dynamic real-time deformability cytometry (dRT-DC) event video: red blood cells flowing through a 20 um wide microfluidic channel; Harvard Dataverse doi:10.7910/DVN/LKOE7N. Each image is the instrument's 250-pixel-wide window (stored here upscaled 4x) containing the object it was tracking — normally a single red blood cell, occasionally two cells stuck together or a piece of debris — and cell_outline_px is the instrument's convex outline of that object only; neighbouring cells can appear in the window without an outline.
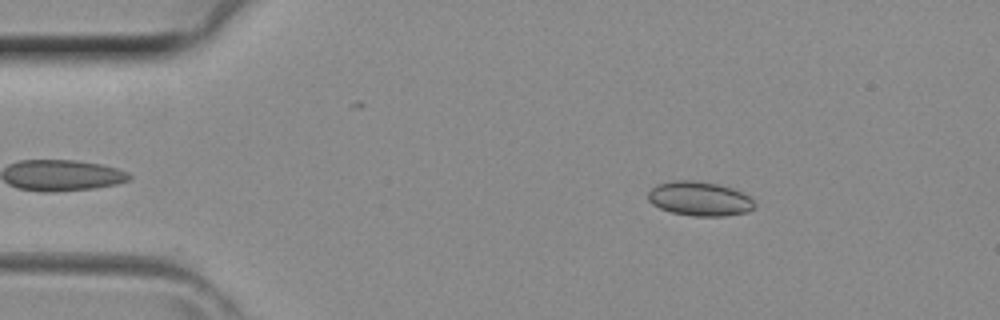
{"species": "common noctule bat (a hibernating species)", "species_latin": "Nyctalus noctula", "temperature_condition": "room temperature", "stored_images_in_passage": 38, "camera_frame_rate_fps": 3000, "um_per_image_px": 0.085, "animal": {"sex": "female", "body_mass_g": 29.2, "forearm_length_mm": 56.3}, "frame": {"image": 1, "passage_image": 3, "time_ms": 0.667, "image_size_px": [1000, 320], "cell_outline_px": [[756, 204], [748, 212], [724, 216], [692, 216], [672, 212], [660, 208], [652, 204], [648, 200], [648, 192], [656, 184], [676, 180], [696, 180], [716, 184], [732, 188], [752, 196]], "centroid_in_image_um": [59.48, 16.89], "position_along_channel_um": 25.5, "area_um2": 21.44}}
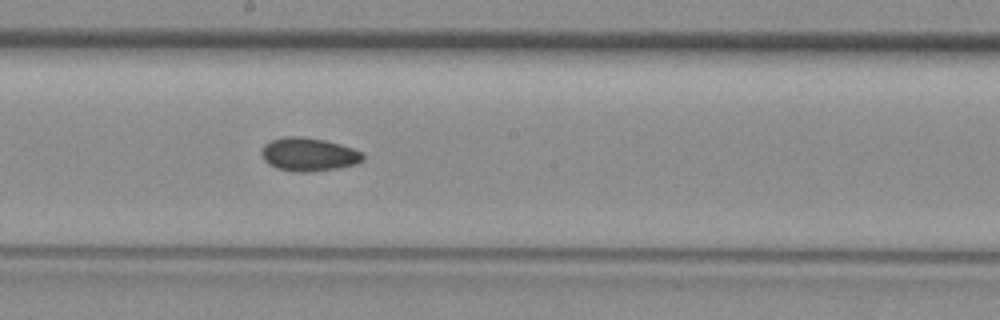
{"frame": {"image": 2, "passage_image": 19, "time_ms": 6.0, "image_size_px": [1000, 320], "cell_outline_px": [[364, 160], [356, 164], [336, 168], [304, 172], [296, 172], [276, 168], [268, 164], [264, 160], [260, 152], [260, 148], [264, 144], [272, 140], [284, 136], [304, 136], [324, 140], [340, 144], [364, 152]], "centroid_in_image_um": [26.21, 13.11], "position_along_channel_um": 222.0, "area_um2": 19.88}}
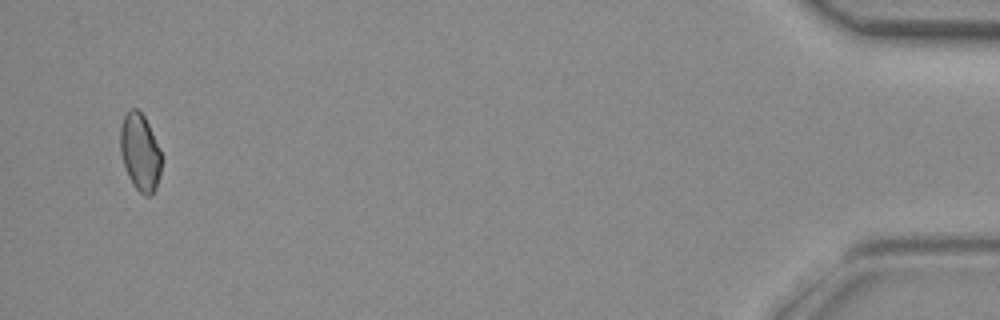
{"frame": {"image": 3, "passage_image": 37, "time_ms": 12.0, "image_size_px": [1000, 320], "cell_outline_px": [[164, 156], [160, 176], [156, 188], [152, 196], [144, 196], [132, 184], [128, 176], [120, 152], [120, 128], [124, 116], [132, 108], [136, 108], [144, 116]], "centroid_in_image_um": [11.94, 12.98], "position_along_channel_um": 423.3, "area_um2": 18.84}}